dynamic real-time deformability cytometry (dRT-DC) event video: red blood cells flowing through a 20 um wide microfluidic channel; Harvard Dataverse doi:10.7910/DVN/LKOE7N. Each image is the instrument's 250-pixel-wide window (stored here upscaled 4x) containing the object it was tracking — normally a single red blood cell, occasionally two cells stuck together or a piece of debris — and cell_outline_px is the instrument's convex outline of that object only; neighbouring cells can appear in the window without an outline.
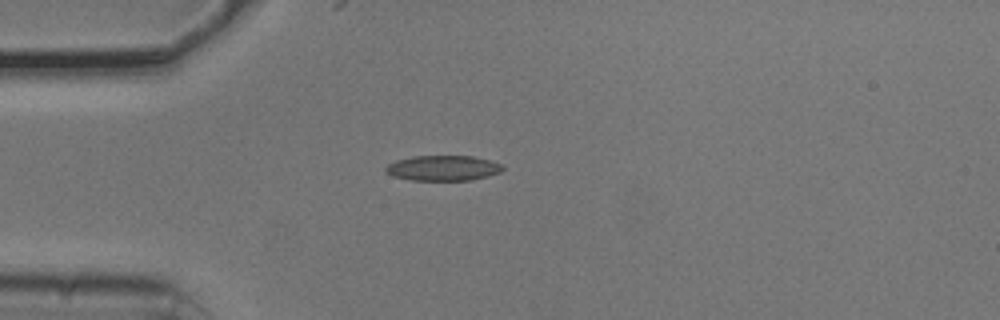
{"species": "common noctule bat (a hibernating species)", "species_latin": "Nyctalus noctula", "temperature_condition": "cold", "stored_images_in_passage": 40, "camera_frame_rate_fps": 3000, "um_per_image_px": 0.085, "animal": {"sex": "male", "body_mass_g": 20.5, "forearm_length_mm": 52.5}, "frame": {"image": 1, "passage_image": 1, "time_ms": 0.0, "image_size_px": [1000, 320], "cell_outline_px": [[504, 168], [500, 172], [488, 176], [468, 180], [412, 180], [392, 176], [384, 172], [384, 168], [388, 164], [396, 160], [412, 156], [472, 156], [504, 164]], "centroid_in_image_um": [37.63, 14.28], "position_along_channel_um": 47.4, "area_um2": 17.28}}
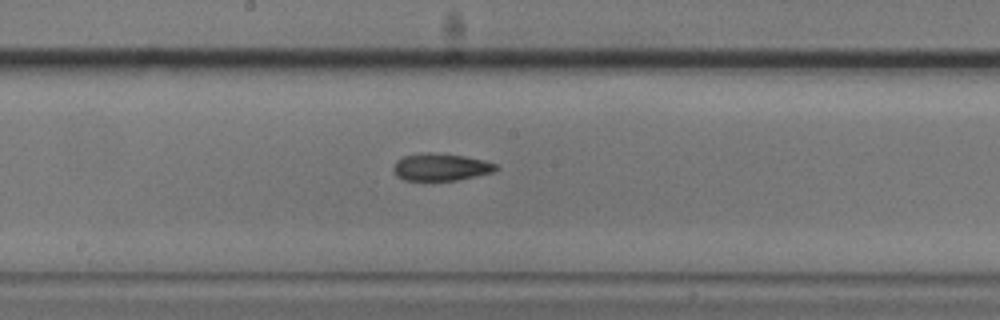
{"frame": {"image": 2, "passage_image": 15, "time_ms": 4.667, "image_size_px": [1000, 320], "cell_outline_px": [[500, 168], [492, 172], [456, 180], [404, 180], [396, 176], [392, 168], [396, 160], [404, 156], [424, 152], [432, 152], [464, 156], [484, 160], [500, 164]], "centroid_in_image_um": [37.47, 14.19], "position_along_channel_um": 210.7, "area_um2": 16.42}}
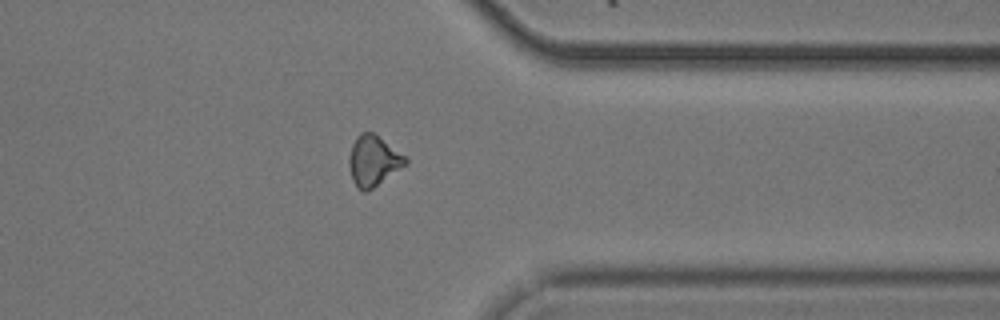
{"frame": {"image": 3, "passage_image": 29, "time_ms": 9.333, "image_size_px": [1000, 320], "cell_outline_px": [[408, 164], [368, 192], [364, 192], [352, 180], [348, 164], [348, 160], [352, 144], [356, 136], [360, 132], [372, 132], [408, 156]], "centroid_in_image_um": [31.76, 13.66], "position_along_channel_um": 379.6, "area_um2": 16.88}, "authors_computed_cell_mechanics": {"area_um2": 16.3863, "velocity_mm_per_s": 3.7834, "shape_relaxation_time_tau1_ms": null, "shape_relaxation_time_tau2_ms": 3.1439, "deformation_change_tau1": null, "deformation_change_tau2": 0.0991}}